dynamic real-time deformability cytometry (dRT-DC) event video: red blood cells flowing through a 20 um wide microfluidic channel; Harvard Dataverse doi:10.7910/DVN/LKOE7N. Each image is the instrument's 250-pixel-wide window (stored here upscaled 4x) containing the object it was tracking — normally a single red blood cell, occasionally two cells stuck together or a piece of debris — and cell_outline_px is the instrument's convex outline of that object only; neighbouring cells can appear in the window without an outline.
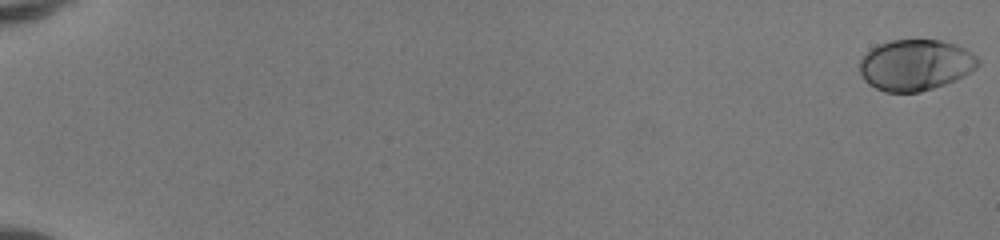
{"species": "human", "species_latin": "Homo sapiens", "temperature_condition": "room temperature", "stored_images_in_passage": 52, "camera_frame_rate_fps": 3000, "um_per_image_px": 0.085, "donor": {"sex": "female"}, "frame": {"image": 1, "passage_image": 1, "time_ms": 0.0, "image_size_px": [1000, 240], "cell_outline_px": [[980, 64], [976, 68], [964, 76], [956, 80], [920, 92], [884, 92], [868, 84], [860, 76], [860, 56], [876, 44], [892, 40], [940, 40], [956, 44], [972, 52], [980, 60]], "centroid_in_image_um": [77.79, 5.51], "position_along_channel_um": 7.2, "area_um2": 35.6}}
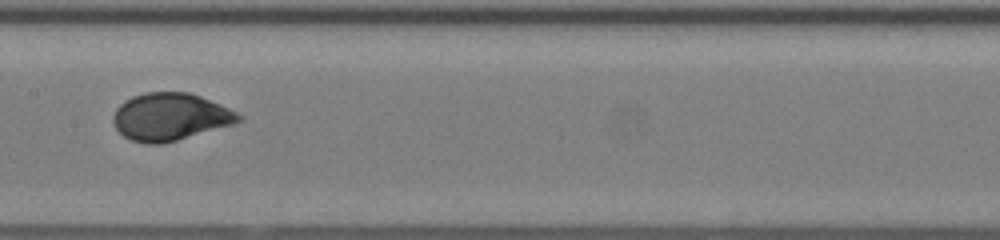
{"frame": {"image": 2, "passage_image": 30, "time_ms": 9.667, "image_size_px": [1000, 240], "cell_outline_px": [[244, 116], [236, 124], [176, 140], [160, 144], [144, 144], [128, 140], [116, 128], [112, 120], [112, 116], [116, 108], [124, 100], [132, 96], [144, 92], [188, 92], [200, 96], [220, 104]], "centroid_in_image_um": [14.45, 9.93], "position_along_channel_um": 193.0, "area_um2": 34.85}}
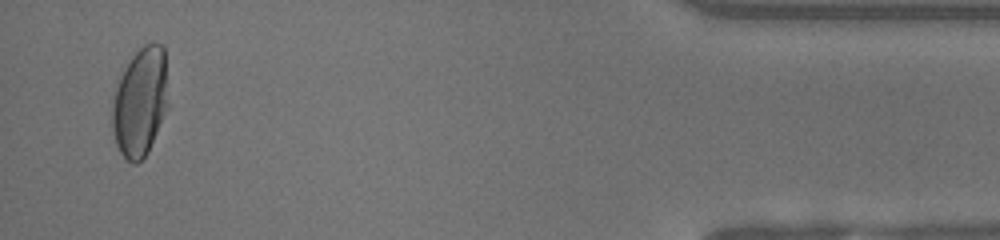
{"frame": {"image": 3, "passage_image": 51, "time_ms": 16.667, "image_size_px": [1000, 240], "cell_outline_px": [[168, 108], [148, 152], [136, 164], [132, 164], [120, 152], [116, 144], [112, 128], [112, 100], [116, 84], [124, 68], [132, 56], [144, 44], [164, 44], [168, 104]], "centroid_in_image_um": [11.91, 8.67], "position_along_channel_um": 423.3, "area_um2": 35.66}, "authors_computed_cell_mechanics": {"area_um2": 34.68, "velocity_mm_per_s": 4.1695, "shape_relaxation_time_tau1_ms": 3.5495, "shape_relaxation_time_tau2_ms": null, "deformation_change_tau1": 0.163, "deformation_change_tau2": null}}